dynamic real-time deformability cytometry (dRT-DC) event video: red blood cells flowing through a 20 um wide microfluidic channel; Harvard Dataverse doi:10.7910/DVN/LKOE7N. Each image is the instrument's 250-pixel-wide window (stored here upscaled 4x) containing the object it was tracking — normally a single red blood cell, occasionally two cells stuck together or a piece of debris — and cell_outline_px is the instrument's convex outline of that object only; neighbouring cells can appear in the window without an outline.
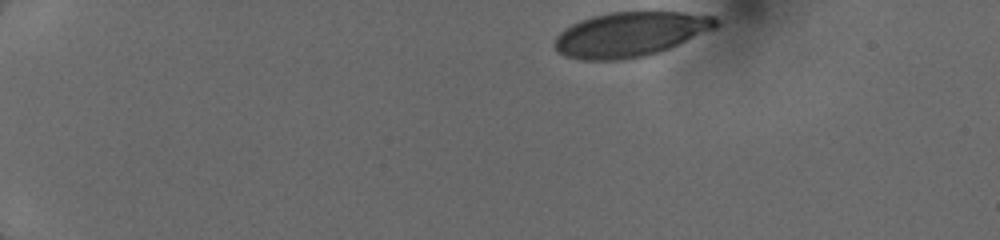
{"species": "human", "species_latin": "Homo sapiens", "temperature_condition": "cold", "stored_images_in_passage": 36, "camera_frame_rate_fps": 3000, "um_per_image_px": 0.085, "donor": {"sex": "female"}, "frame": {"image": 1, "passage_image": 1, "time_ms": 0.0, "image_size_px": [1000, 240], "cell_outline_px": [[720, 24], [716, 28], [660, 52], [648, 56], [620, 60], [580, 60], [564, 56], [552, 44], [556, 36], [564, 28], [580, 20], [592, 16], [608, 12], [684, 12], [716, 16], [720, 20]], "centroid_in_image_um": [53.58, 2.91], "position_along_channel_um": 31.4, "area_um2": 42.43}}
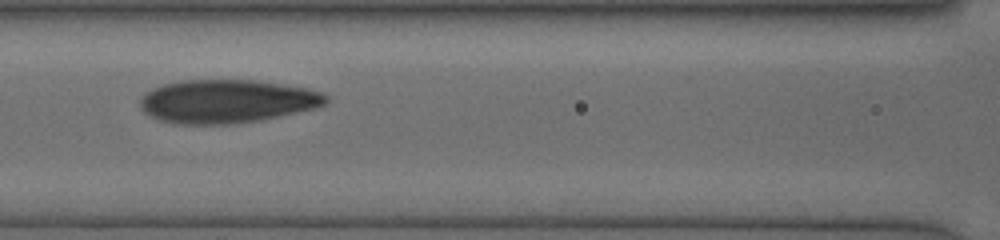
{"frame": {"image": 2, "passage_image": 17, "time_ms": 5.333, "image_size_px": [1000, 240], "cell_outline_px": [[328, 100], [324, 104], [316, 108], [260, 120], [236, 124], [176, 124], [160, 120], [144, 112], [140, 108], [140, 100], [144, 92], [152, 88], [164, 84], [180, 80], [256, 80], [308, 88], [320, 92], [328, 96]], "centroid_in_image_um": [19.27, 8.61], "position_along_channel_um": 147.3, "area_um2": 47.16}}
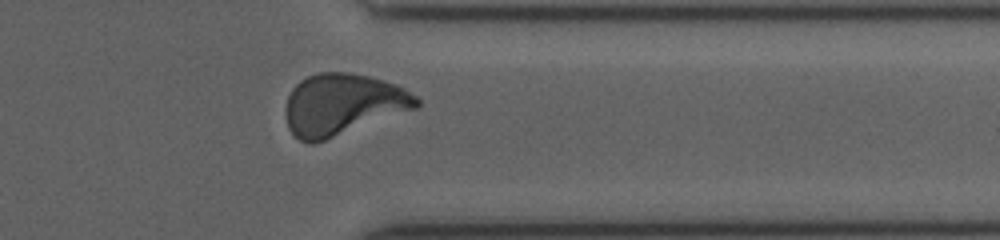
{"frame": {"image": 3, "passage_image": 31, "time_ms": 11.0, "image_size_px": [1000, 240], "cell_outline_px": [[420, 104], [416, 108], [324, 140], [312, 144], [308, 144], [300, 140], [288, 128], [284, 112], [284, 108], [288, 96], [292, 88], [300, 80], [316, 72], [348, 72], [368, 76], [384, 80], [396, 84], [404, 88], [416, 96], [420, 100]], "centroid_in_image_um": [29.09, 8.86], "position_along_channel_um": 382.3, "area_um2": 46.76}}